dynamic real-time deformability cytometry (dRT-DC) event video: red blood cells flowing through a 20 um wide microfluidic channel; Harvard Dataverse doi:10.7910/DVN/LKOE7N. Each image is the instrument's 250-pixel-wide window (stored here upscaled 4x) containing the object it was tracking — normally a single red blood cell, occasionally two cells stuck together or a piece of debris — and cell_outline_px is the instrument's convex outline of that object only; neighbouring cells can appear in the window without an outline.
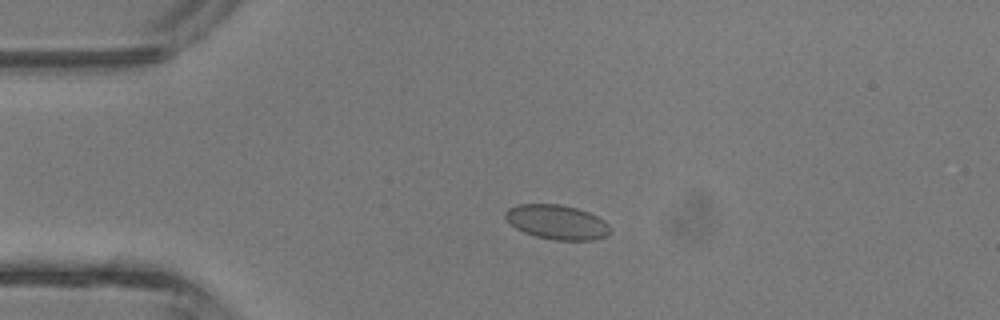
{"species": "common noctule bat (a hibernating species)", "species_latin": "Nyctalus noctula", "temperature_condition": "room temperature", "stored_images_in_passage": 4, "camera_frame_rate_fps": 3000, "um_per_image_px": 0.085, "animal": {"sex": "male", "body_mass_g": 13.3}, "frame": {"image": 1, "passage_image": 2, "time_ms": 0.333, "image_size_px": [1000, 320], "cell_outline_px": [[612, 232], [608, 236], [592, 240], [556, 240], [536, 236], [524, 232], [516, 228], [504, 216], [504, 212], [508, 208], [516, 204], [560, 204], [576, 208], [588, 212], [604, 220], [608, 224]], "centroid_in_image_um": [47.36, 18.87], "position_along_channel_um": 37.6, "area_um2": 21.1}}
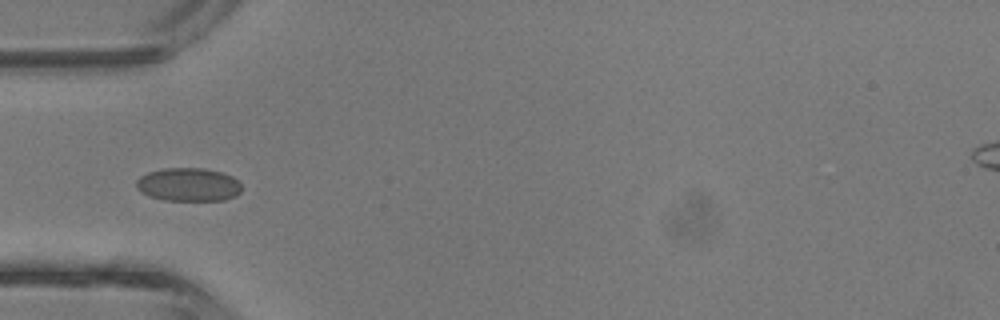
{"frame": {"image": 2, "passage_image": 3, "time_ms": 0.667, "image_size_px": [1000, 320], "cell_outline_px": [[240, 192], [236, 196], [224, 200], [164, 200], [148, 196], [140, 192], [136, 188], [136, 180], [140, 176], [148, 172], [164, 168], [204, 168], [220, 172], [232, 176], [240, 184]], "centroid_in_image_um": [15.98, 15.69], "position_along_channel_um": 69.0, "area_um2": 20.52}}
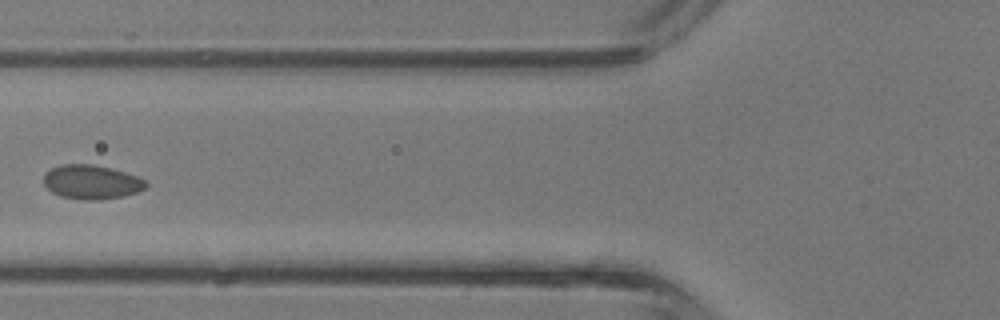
{"frame": {"image": 3, "passage_image": 4, "time_ms": 1.0, "image_size_px": [1000, 320], "cell_outline_px": [[148, 184], [144, 188], [136, 192], [124, 196], [100, 200], [84, 200], [60, 196], [52, 192], [44, 184], [44, 172], [60, 164], [92, 164], [112, 168], [136, 176], [144, 180]], "centroid_in_image_um": [7.75, 15.47], "position_along_channel_um": 118.0, "area_um2": 20.35}}